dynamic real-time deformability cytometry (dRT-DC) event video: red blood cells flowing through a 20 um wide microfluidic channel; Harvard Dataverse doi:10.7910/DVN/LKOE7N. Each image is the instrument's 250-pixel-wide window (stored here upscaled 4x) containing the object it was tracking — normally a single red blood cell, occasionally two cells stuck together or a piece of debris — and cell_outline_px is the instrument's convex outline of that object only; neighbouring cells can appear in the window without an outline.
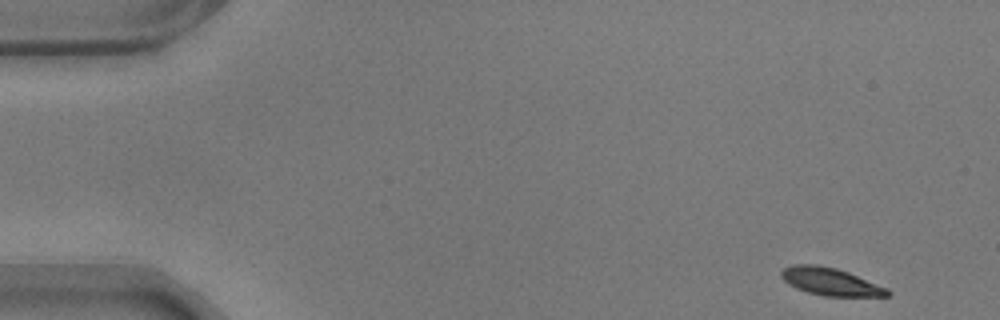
{"species": "common noctule bat (a hibernating species)", "species_latin": "Nyctalus noctula", "temperature_condition": "warm", "stored_images_in_passage": 13, "camera_frame_rate_fps": 3000, "um_per_image_px": 0.085, "animal": {"sex": "male", "body_mass_g": 17.9}, "frame": {"image": 1, "passage_image": 1, "time_ms": 0.0, "image_size_px": [1000, 320], "cell_outline_px": [[892, 292], [888, 296], [824, 296], [808, 292], [796, 288], [788, 284], [780, 276], [780, 272], [784, 268], [792, 264], [816, 264], [836, 268], [848, 272], [888, 288]], "centroid_in_image_um": [70.58, 23.93], "position_along_channel_um": 14.4, "area_um2": 17.11}}